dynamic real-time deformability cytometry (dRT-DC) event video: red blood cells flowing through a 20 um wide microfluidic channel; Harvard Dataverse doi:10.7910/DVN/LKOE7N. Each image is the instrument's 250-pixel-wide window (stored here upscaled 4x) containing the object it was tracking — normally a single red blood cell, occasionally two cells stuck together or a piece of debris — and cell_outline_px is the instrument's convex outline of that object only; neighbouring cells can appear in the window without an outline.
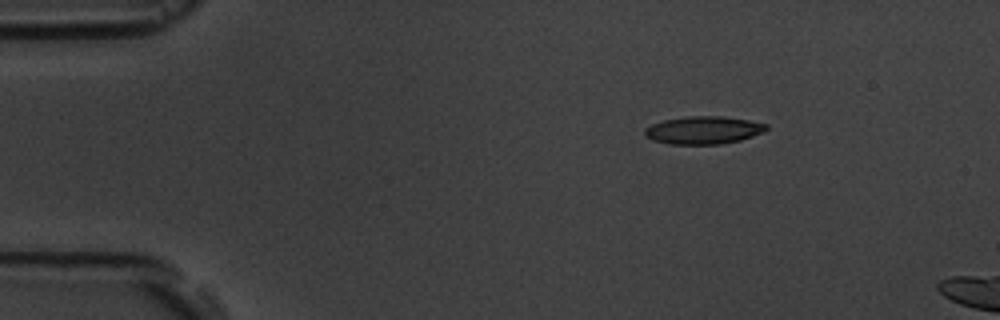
{"species": "common noctule bat (a hibernating species)", "species_latin": "Nyctalus noctula", "temperature_condition": "room temperature", "stored_images_in_passage": 3, "camera_frame_rate_fps": 3000, "um_per_image_px": 0.085, "animal": {"sex": "male", "body_mass_g": 19.5, "forearm_length_mm": 54.6}, "frame": {"image": 1, "passage_image": 1, "time_ms": 0.0, "image_size_px": [1000, 320], "cell_outline_px": [[768, 128], [764, 132], [740, 140], [720, 144], [672, 144], [652, 140], [644, 136], [644, 128], [652, 124], [664, 120], [688, 116], [724, 116], [748, 120], [768, 124]], "centroid_in_image_um": [59.79, 11.06], "position_along_channel_um": 25.2, "area_um2": 19.71}}